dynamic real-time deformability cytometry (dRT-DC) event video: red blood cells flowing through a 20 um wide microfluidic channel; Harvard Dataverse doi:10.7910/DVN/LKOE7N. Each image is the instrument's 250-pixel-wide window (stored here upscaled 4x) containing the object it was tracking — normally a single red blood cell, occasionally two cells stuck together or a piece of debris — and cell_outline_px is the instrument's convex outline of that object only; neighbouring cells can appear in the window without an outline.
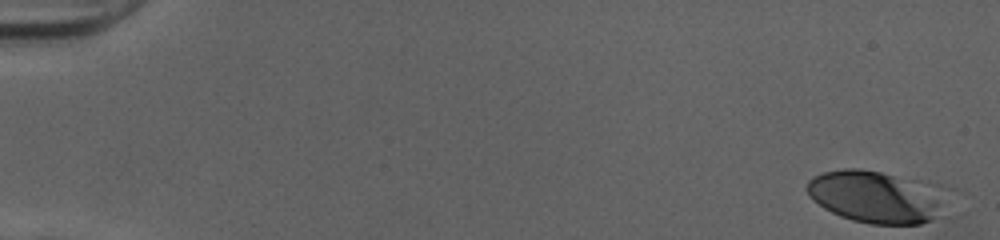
{"species": "human", "species_latin": "Homo sapiens", "temperature_condition": "cold", "stored_images_in_passage": 43, "camera_frame_rate_fps": 3000, "um_per_image_px": 0.085, "donor": {"sex": "female"}, "frame": {"image": 1, "passage_image": 1, "time_ms": 0.0, "image_size_px": [1000, 240], "cell_outline_px": [[968, 212], [960, 216], [920, 224], [872, 224], [852, 220], [840, 216], [824, 208], [812, 200], [804, 188], [808, 180], [812, 176], [824, 172], [844, 168], [860, 168], [920, 180]], "centroid_in_image_um": [74.76, 16.8], "position_along_channel_um": 10.2, "area_um2": 45.08}}
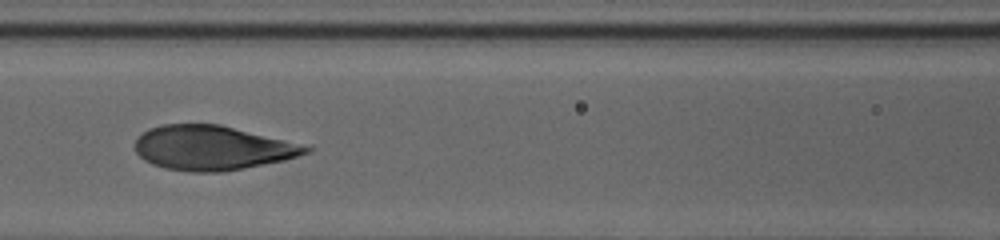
{"frame": {"image": 2, "passage_image": 24, "time_ms": 7.667, "image_size_px": [1000, 240], "cell_outline_px": [[312, 148], [308, 152], [284, 160], [224, 172], [188, 172], [164, 168], [152, 164], [144, 160], [136, 152], [136, 140], [148, 128], [160, 124], [220, 124]], "centroid_in_image_um": [17.95, 12.58], "position_along_channel_um": 148.6, "area_um2": 43.64}}
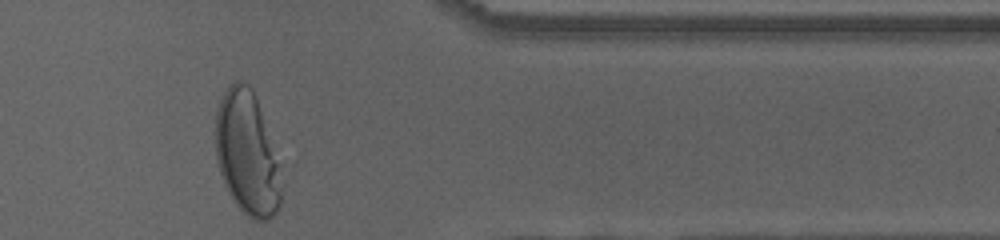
{"frame": {"image": 3, "passage_image": 43, "time_ms": 14.0, "image_size_px": [1000, 240], "cell_outline_px": [[280, 204], [276, 212], [268, 220], [256, 220], [248, 216], [236, 204], [228, 192], [224, 184], [216, 160], [216, 112], [220, 100], [228, 84], [236, 80], [248, 84], [252, 88], [260, 112], [276, 164], [280, 188]], "centroid_in_image_um": [20.92, 13.04], "position_along_channel_um": 390.5, "area_um2": 45.66}, "authors_computed_cell_mechanics": {"area_um2": 43.8124, "velocity_mm_per_s": 4.0041, "shape_relaxation_time_tau1_ms": 3.4516, "shape_relaxation_time_tau2_ms": null, "deformation_change_tau1": 0.212, "deformation_change_tau2": null}}